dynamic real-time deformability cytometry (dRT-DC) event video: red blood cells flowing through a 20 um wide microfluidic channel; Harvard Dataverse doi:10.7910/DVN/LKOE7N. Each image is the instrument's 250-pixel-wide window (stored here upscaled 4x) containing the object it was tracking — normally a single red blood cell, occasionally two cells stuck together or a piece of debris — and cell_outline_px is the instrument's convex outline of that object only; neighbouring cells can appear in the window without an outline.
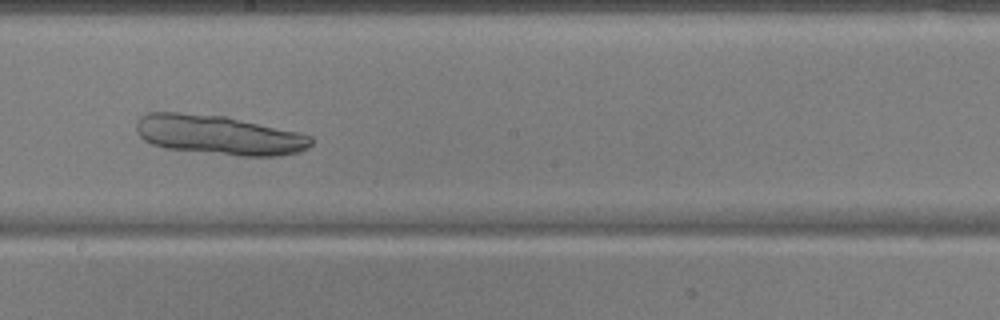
{"species": "common noctule bat (a hibernating species)", "species_latin": "Nyctalus noctula", "temperature_condition": "warm", "stored_images_in_passage": 53, "camera_frame_rate_fps": 3000, "um_per_image_px": 0.085, "animal": {"sex": "male", "body_mass_g": 17.9, "forearm_length_mm": 54.2}, "frame": {"image": 1, "passage_image": 31, "time_ms": 10.0, "image_size_px": [1000, 320], "cell_outline_px": [[312, 144], [308, 148], [300, 152], [280, 156], [240, 156], [164, 148], [152, 144], [144, 140], [136, 132], [136, 120], [140, 116], [148, 112], [176, 112], [228, 116], [300, 132], [312, 136]], "centroid_in_image_um": [18.62, 11.47], "position_along_channel_um": 229.6, "area_um2": 40.81}}